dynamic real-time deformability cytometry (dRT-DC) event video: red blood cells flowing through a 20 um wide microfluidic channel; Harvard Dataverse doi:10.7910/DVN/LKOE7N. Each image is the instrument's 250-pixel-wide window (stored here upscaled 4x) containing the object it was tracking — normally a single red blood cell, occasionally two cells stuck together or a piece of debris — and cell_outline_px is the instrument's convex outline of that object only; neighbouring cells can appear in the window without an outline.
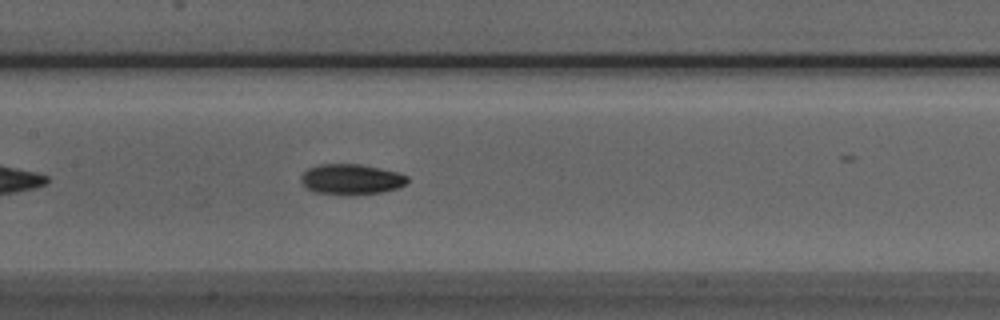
{"species": "Egyptian fruit bat (a non-hibernating species)", "species_latin": "Rousettus aegyptiacus", "temperature_condition": "room temperature", "stored_images_in_passage": 30, "camera_frame_rate_fps": 3000, "um_per_image_px": 0.085, "animal": {"sex": "male"}, "frame": {"image": 1, "passage_image": 10, "time_ms": 3.0, "image_size_px": [1000, 320], "cell_outline_px": [[408, 180], [404, 184], [396, 188], [380, 192], [348, 196], [340, 196], [316, 192], [304, 188], [300, 180], [300, 176], [308, 168], [316, 164], [360, 164], [380, 168], [396, 172], [408, 176]], "centroid_in_image_um": [29.78, 15.25], "position_along_channel_um": 177.6, "area_um2": 19.19}}
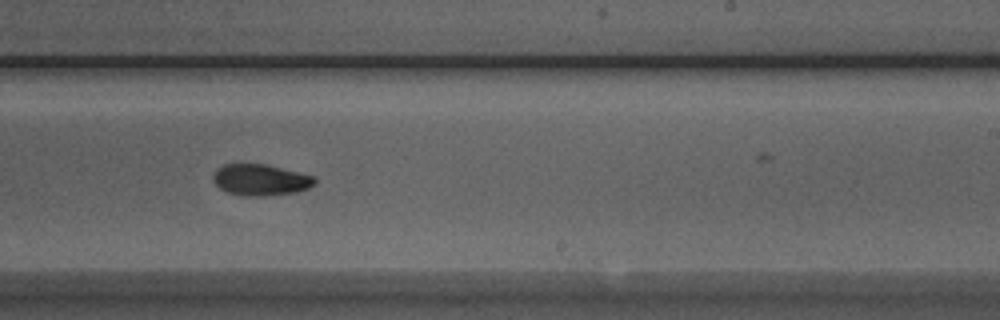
{"frame": {"image": 2, "passage_image": 17, "time_ms": 5.333, "image_size_px": [1000, 320], "cell_outline_px": [[316, 184], [308, 188], [296, 192], [264, 196], [244, 196], [228, 192], [220, 188], [212, 180], [212, 176], [216, 168], [224, 164], [264, 164], [312, 176], [316, 180]], "centroid_in_image_um": [22.1, 15.29], "position_along_channel_um": 266.9, "area_um2": 18.38}}
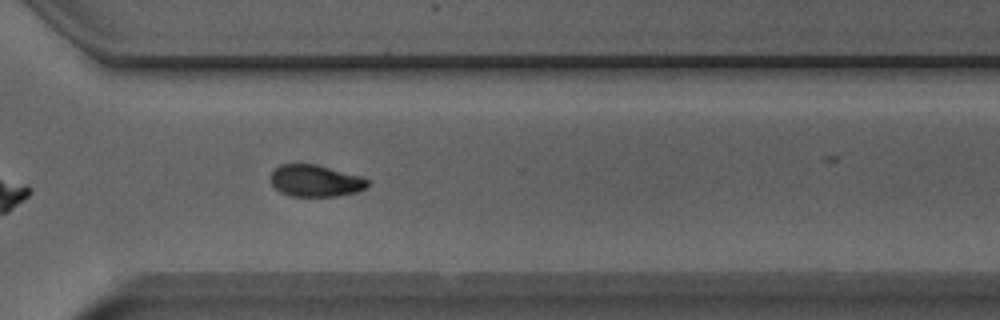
{"frame": {"image": 3, "passage_image": 23, "time_ms": 7.333, "image_size_px": [1000, 320], "cell_outline_px": [[372, 180], [364, 188], [356, 192], [336, 196], [292, 196], [280, 192], [272, 184], [272, 172], [280, 164], [316, 164], [364, 176]], "centroid_in_image_um": [26.87, 15.36], "position_along_channel_um": 343.7, "area_um2": 18.03}}